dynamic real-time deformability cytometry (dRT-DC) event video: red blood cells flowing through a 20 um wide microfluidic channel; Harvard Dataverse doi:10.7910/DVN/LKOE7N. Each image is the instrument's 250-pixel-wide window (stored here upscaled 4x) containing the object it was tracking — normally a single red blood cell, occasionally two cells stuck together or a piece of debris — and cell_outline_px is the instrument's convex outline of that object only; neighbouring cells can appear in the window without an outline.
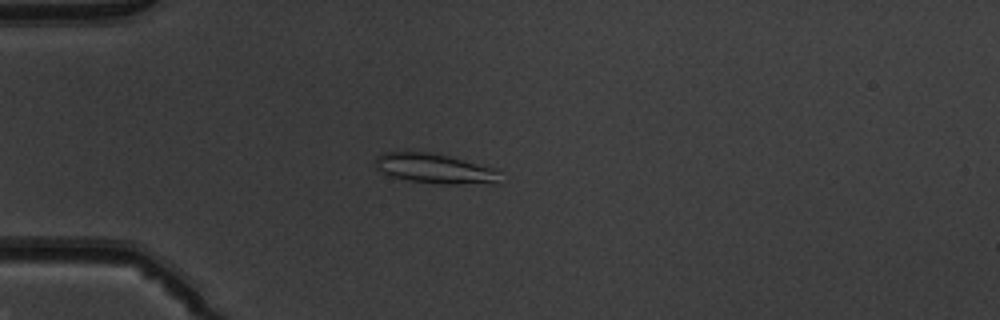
{"species": "common noctule bat (a hibernating species)", "species_latin": "Nyctalus noctula", "temperature_condition": "warm", "stored_images_in_passage": 52, "camera_frame_rate_fps": 3000, "um_per_image_px": 0.085, "animal": {"sex": "male", "body_mass_g": 19.5, "forearm_length_mm": 54.6}, "frame": {"image": 1, "passage_image": 15, "time_ms": 4.667, "image_size_px": [1000, 320], "cell_outline_px": [[500, 184], [440, 184], [408, 180], [392, 176], [376, 168], [372, 160], [376, 156], [384, 152], [404, 148], [432, 152], [496, 168], [500, 172]], "centroid_in_image_um": [36.93, 14.29], "position_along_channel_um": 48.1, "area_um2": 22.66}}
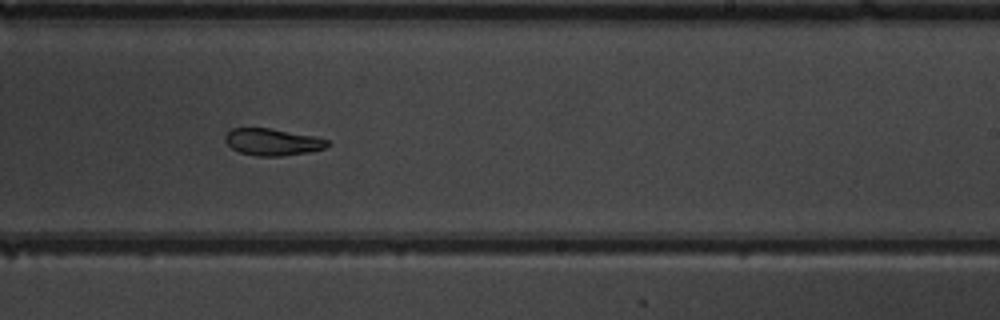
{"frame": {"image": 2, "passage_image": 33, "time_ms": 10.667, "image_size_px": [1000, 320], "cell_outline_px": [[332, 144], [324, 148], [308, 152], [280, 156], [256, 156], [240, 152], [232, 148], [224, 140], [224, 136], [228, 128], [272, 128], [316, 136], [328, 140]], "centroid_in_image_um": [23.16, 12.05], "position_along_channel_um": 265.8, "area_um2": 16.24}}
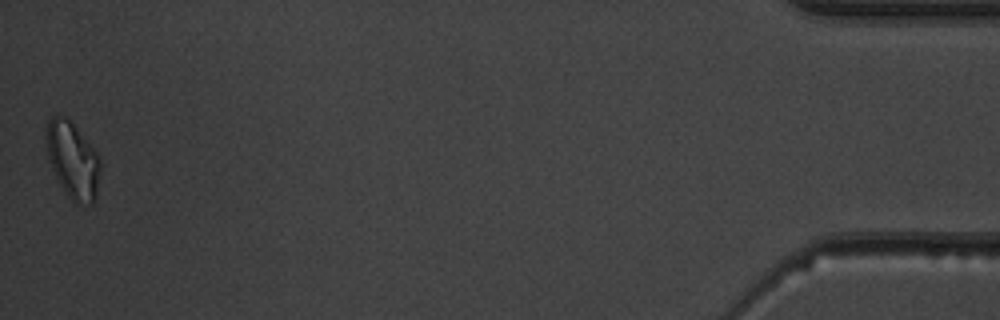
{"frame": {"image": 3, "passage_image": 52, "time_ms": 17.0, "image_size_px": [1000, 320], "cell_outline_px": [[100, 168], [96, 196], [92, 204], [76, 204], [64, 192], [48, 160], [48, 120], [52, 116], [64, 116], [76, 128], [96, 152], [100, 160]], "centroid_in_image_um": [6.2, 13.68], "position_along_channel_um": 429.0, "area_um2": 23.35}, "authors_computed_cell_mechanics": {"area_um2": 18.785, "velocity_mm_per_s": 3.9486, "shape_relaxation_time_tau1_ms": null, "shape_relaxation_time_tau2_ms": 3.9936, "deformation_change_tau1": null, "deformation_change_tau2": 0.0877}}